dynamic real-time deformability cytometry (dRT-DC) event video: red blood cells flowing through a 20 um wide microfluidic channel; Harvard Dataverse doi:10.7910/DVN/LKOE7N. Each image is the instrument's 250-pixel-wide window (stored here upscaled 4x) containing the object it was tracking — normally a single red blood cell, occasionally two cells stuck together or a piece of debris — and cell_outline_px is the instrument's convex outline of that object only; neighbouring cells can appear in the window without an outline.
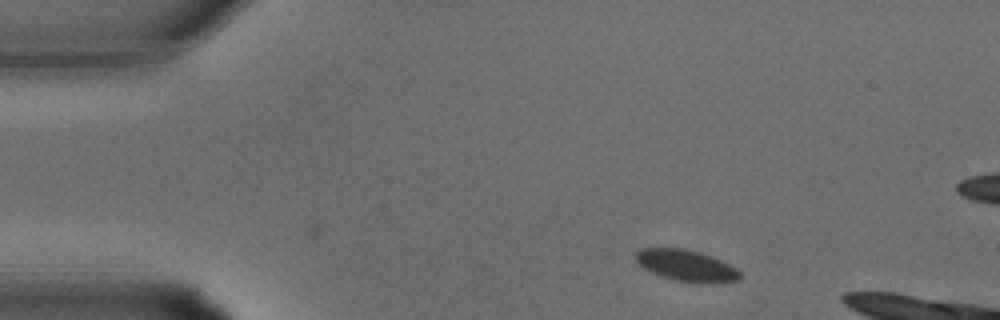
{"species": "common noctule bat (a hibernating species)", "species_latin": "Nyctalus noctula", "temperature_condition": "warm", "stored_images_in_passage": 27, "camera_frame_rate_fps": 3000, "um_per_image_px": 0.085, "animal": {"sex": "male", "body_mass_g": 15.6}, "frame": {"image": 1, "passage_image": 1, "time_ms": 0.0, "image_size_px": [1000, 320], "cell_outline_px": [[740, 276], [736, 280], [676, 280], [660, 276], [644, 268], [636, 260], [636, 252], [640, 248], [680, 248], [700, 252], [712, 256], [736, 268], [740, 272]], "centroid_in_image_um": [58.24, 22.5], "position_along_channel_um": 26.8, "area_um2": 17.98}}
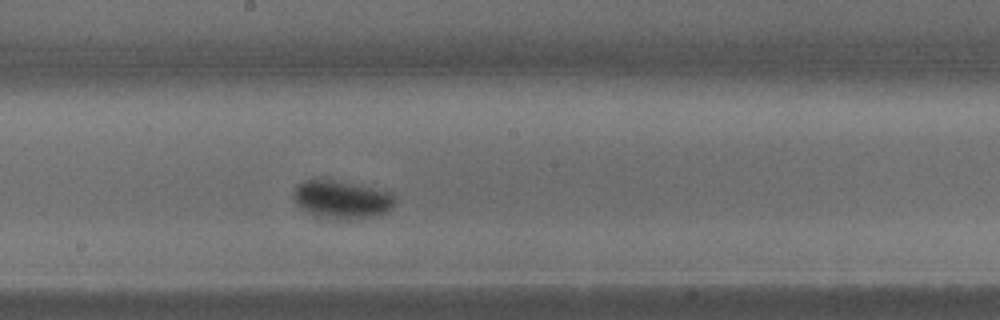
{"frame": {"image": 2, "passage_image": 14, "time_ms": 4.333, "image_size_px": [1000, 320], "cell_outline_px": [[396, 204], [388, 212], [376, 216], [352, 220], [332, 220], [316, 216], [308, 212], [292, 196], [292, 192], [296, 184], [308, 180], [332, 180], [352, 184], [388, 192], [396, 200]], "centroid_in_image_um": [29.06, 17.0], "position_along_channel_um": 219.1, "area_um2": 22.37}}
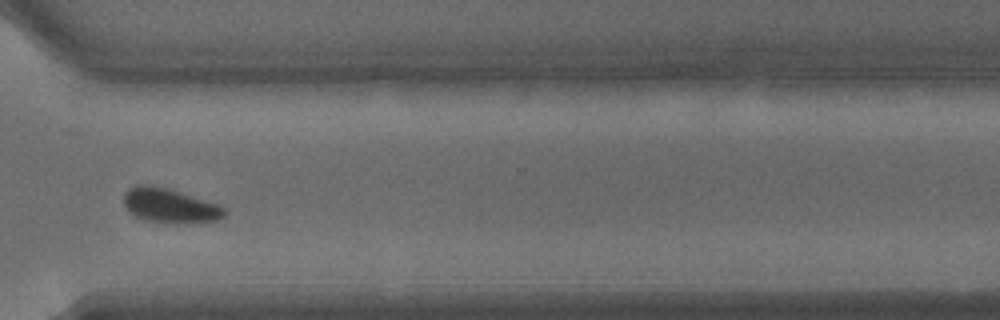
{"frame": {"image": 3, "passage_image": 21, "time_ms": 6.667, "image_size_px": [1000, 320], "cell_outline_px": [[228, 212], [220, 220], [176, 224], [144, 220], [128, 212], [124, 204], [124, 192], [128, 188], [136, 184], [144, 184], [168, 188], [216, 204], [224, 208]], "centroid_in_image_um": [14.4, 17.49], "position_along_channel_um": 356.2, "area_um2": 20.29}}